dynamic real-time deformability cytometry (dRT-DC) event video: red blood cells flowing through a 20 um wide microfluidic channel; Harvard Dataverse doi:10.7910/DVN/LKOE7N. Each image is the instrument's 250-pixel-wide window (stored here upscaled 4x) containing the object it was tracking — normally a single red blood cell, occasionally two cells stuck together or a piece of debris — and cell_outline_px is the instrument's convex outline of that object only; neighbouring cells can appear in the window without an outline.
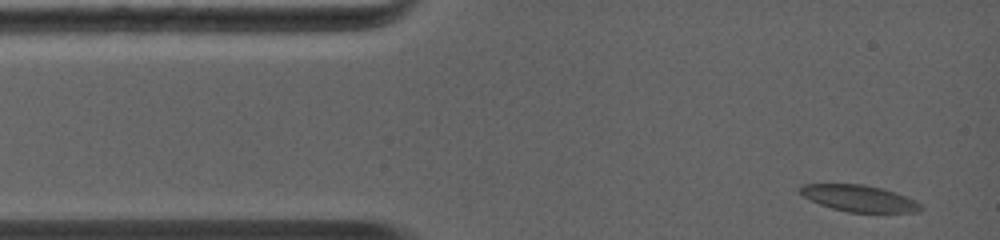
{"species": "common noctule bat (a hibernating species)", "species_latin": "Nyctalus noctula", "temperature_condition": "warm", "stored_images_in_passage": 38, "camera_frame_rate_fps": 5000, "um_per_image_px": 0.085, "animal": {"sex": "female", "body_mass_g": 19.0, "forearm_length_mm": 56.7}, "frame": {"image": 1, "passage_image": 1, "time_ms": 0.0, "image_size_px": [1000, 240], "cell_outline_px": [[924, 208], [920, 212], [848, 212], [832, 208], [820, 204], [804, 196], [800, 192], [800, 184], [864, 184], [896, 192], [920, 204]], "centroid_in_image_um": [73.03, 16.86], "position_along_channel_um": 12.0, "area_um2": 18.38}}
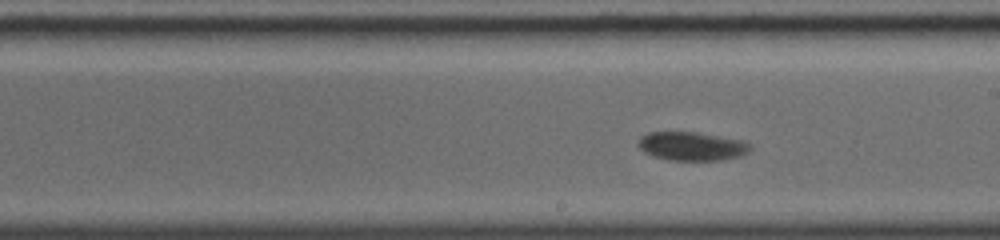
{"frame": {"image": 2, "passage_image": 22, "time_ms": 6.4, "image_size_px": [1000, 240], "cell_outline_px": [[752, 148], [748, 152], [740, 156], [724, 160], [668, 160], [652, 156], [644, 152], [636, 144], [640, 136], [648, 132], [696, 132], [744, 140], [752, 144]], "centroid_in_image_um": [58.81, 12.42], "position_along_channel_um": 230.2, "area_um2": 19.02}}
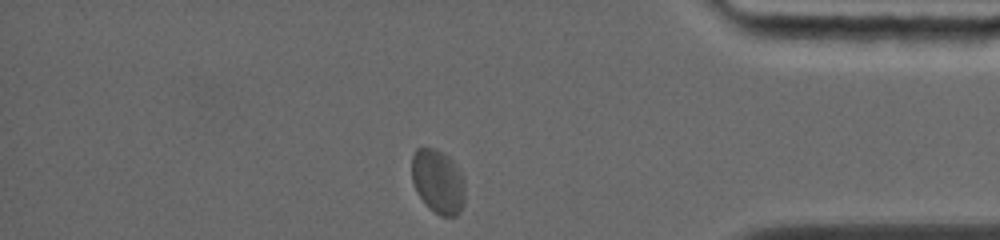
{"frame": {"image": 3, "passage_image": 38, "time_ms": 10.8, "image_size_px": [1000, 240], "cell_outline_px": [[464, 200], [460, 212], [456, 216], [440, 216], [420, 196], [412, 180], [412, 156], [416, 148], [436, 148], [444, 152], [452, 160], [464, 176]], "centroid_in_image_um": [37.26, 15.39], "position_along_channel_um": 397.9, "area_um2": 19.71}, "authors_computed_cell_mechanics": {"area_um2": 18.9006, "velocity_mm_per_s": 4.3474, "shape_relaxation_time_tau1_ms": null, "shape_relaxation_time_tau2_ms": 1.3914, "deformation_change_tau1": null, "deformation_change_tau2": 0.0309}}